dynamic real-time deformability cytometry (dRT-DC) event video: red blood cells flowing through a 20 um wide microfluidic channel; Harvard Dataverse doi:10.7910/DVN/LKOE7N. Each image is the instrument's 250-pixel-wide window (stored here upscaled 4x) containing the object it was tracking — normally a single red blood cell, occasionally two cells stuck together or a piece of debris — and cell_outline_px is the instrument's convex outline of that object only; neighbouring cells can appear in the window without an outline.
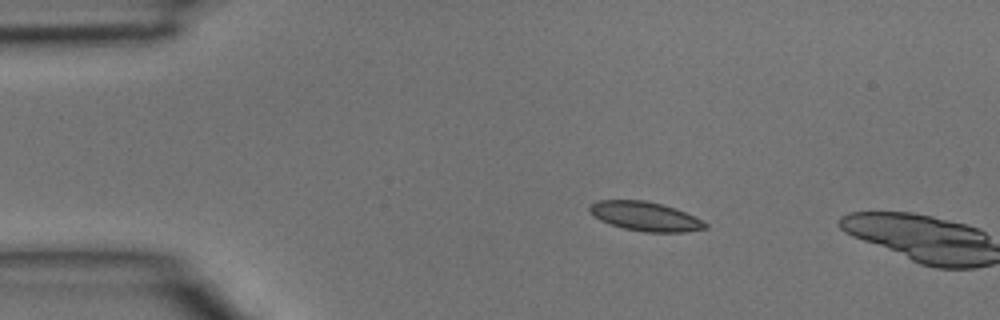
{"species": "common noctule bat (a hibernating species)", "species_latin": "Nyctalus noctula", "temperature_condition": "room temperature", "stored_images_in_passage": 3, "camera_frame_rate_fps": 3000, "um_per_image_px": 0.085, "animal": {"sex": "male", "body_mass_g": 15.6}, "frame": {"image": 1, "passage_image": 2, "time_ms": 0.333, "image_size_px": [1000, 320], "cell_outline_px": [[708, 228], [684, 232], [644, 232], [624, 228], [600, 220], [588, 208], [588, 204], [596, 200], [644, 200], [676, 208], [704, 220], [708, 224]], "centroid_in_image_um": [54.88, 18.38], "position_along_channel_um": 30.1, "area_um2": 19.65}}